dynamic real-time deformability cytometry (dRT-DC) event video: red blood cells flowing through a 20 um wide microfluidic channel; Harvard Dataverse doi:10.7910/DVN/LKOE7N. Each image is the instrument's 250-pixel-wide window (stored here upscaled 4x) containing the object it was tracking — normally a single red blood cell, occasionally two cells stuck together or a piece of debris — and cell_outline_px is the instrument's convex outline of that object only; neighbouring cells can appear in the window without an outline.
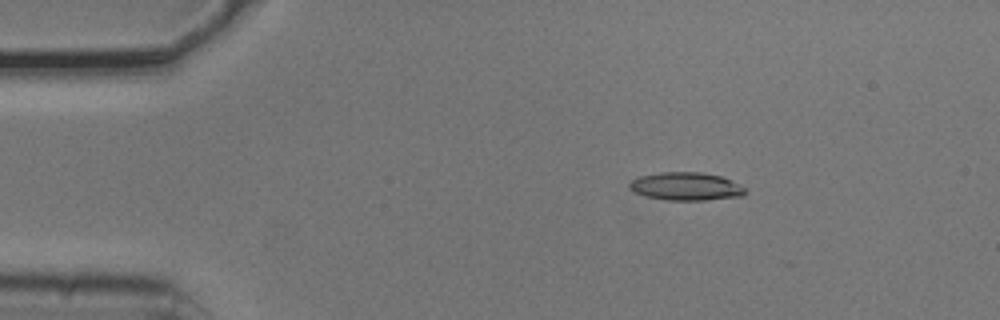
{"species": "common noctule bat (a hibernating species)", "species_latin": "Nyctalus noctula", "temperature_condition": "cold", "stored_images_in_passage": 3, "camera_frame_rate_fps": 3000, "um_per_image_px": 0.085, "animal": {"sex": "male", "body_mass_g": 20.5, "forearm_length_mm": 52.5}, "frame": {"image": 1, "passage_image": 2, "time_ms": 0.333, "image_size_px": [1000, 320], "cell_outline_px": [[748, 192], [744, 196], [704, 200], [668, 200], [644, 196], [628, 188], [628, 184], [632, 180], [640, 176], [660, 172], [700, 172], [720, 176], [748, 188]], "centroid_in_image_um": [58.34, 15.85], "position_along_channel_um": 26.7, "area_um2": 19.02}}
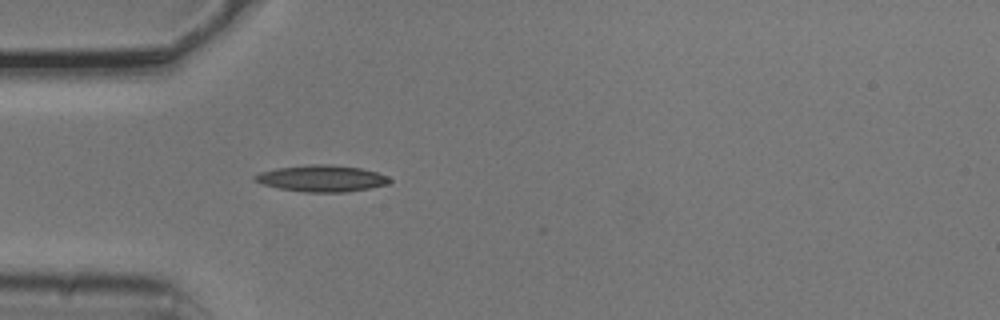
{"frame": {"image": 2, "passage_image": 3, "time_ms": 0.667, "image_size_px": [1000, 320], "cell_outline_px": [[392, 180], [388, 184], [368, 188], [344, 192], [304, 192], [280, 188], [264, 184], [252, 180], [252, 176], [260, 172], [276, 168], [308, 164], [328, 164], [360, 168], [376, 172], [388, 176]], "centroid_in_image_um": [27.32, 15.16], "position_along_channel_um": 57.7, "area_um2": 20.75}}